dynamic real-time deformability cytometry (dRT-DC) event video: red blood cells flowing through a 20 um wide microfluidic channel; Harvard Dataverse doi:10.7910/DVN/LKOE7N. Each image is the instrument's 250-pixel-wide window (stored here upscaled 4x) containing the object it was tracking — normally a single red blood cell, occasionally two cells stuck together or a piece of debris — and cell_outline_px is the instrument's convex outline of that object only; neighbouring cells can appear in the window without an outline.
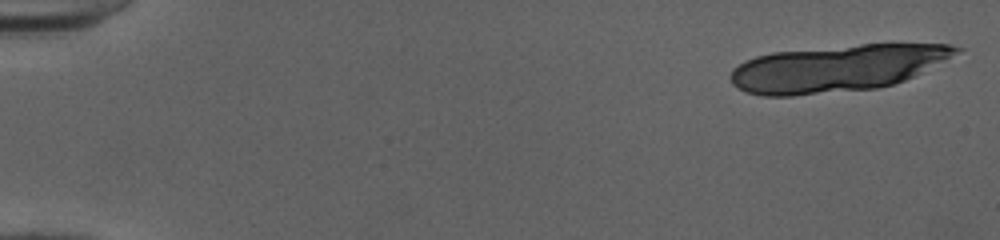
{"species": "human", "species_latin": "Homo sapiens", "temperature_condition": "cold", "stored_images_in_passage": 20, "camera_frame_rate_fps": 3000, "um_per_image_px": 0.085, "donor": {"sex": "female"}, "frame": {"image": 1, "passage_image": 1, "time_ms": 0.0, "image_size_px": [1000, 240], "cell_outline_px": [[964, 48], [944, 60], [904, 80], [892, 84], [876, 88], [792, 96], [764, 96], [748, 92], [732, 84], [728, 76], [732, 68], [744, 60], [756, 56], [772, 52], [860, 44], [948, 44]], "centroid_in_image_um": [71.05, 5.8], "position_along_channel_um": 14.0, "area_um2": 60.98}}
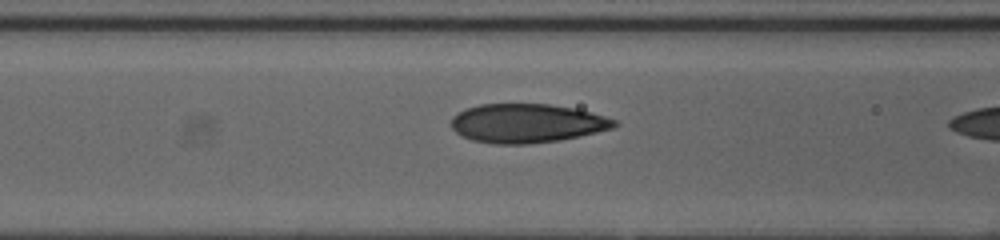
{"frame": {"image": 2, "passage_image": 19, "time_ms": 6.0, "image_size_px": [1000, 240], "cell_outline_px": [[620, 124], [612, 128], [580, 136], [560, 140], [532, 144], [496, 144], [472, 140], [460, 136], [452, 128], [452, 116], [456, 112], [480, 104], [548, 104], [576, 108], [592, 112], [616, 120]], "centroid_in_image_um": [44.79, 10.48], "position_along_channel_um": 121.8, "area_um2": 37.22}}